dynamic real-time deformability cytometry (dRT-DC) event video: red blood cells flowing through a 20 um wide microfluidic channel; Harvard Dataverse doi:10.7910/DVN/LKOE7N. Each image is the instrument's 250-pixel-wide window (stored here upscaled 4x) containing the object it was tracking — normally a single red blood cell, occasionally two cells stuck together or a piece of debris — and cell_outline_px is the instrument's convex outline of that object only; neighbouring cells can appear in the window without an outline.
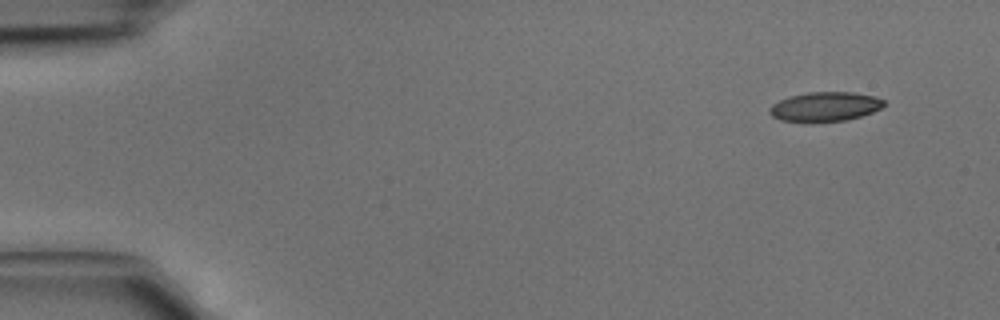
{"species": "common noctule bat (a hibernating species)", "species_latin": "Nyctalus noctula", "temperature_condition": "cold", "stored_images_in_passage": 3, "camera_frame_rate_fps": 3000, "um_per_image_px": 0.085, "animal": {"sex": "male", "body_mass_g": 15.6}, "frame": {"image": 1, "passage_image": 1, "time_ms": 0.0, "image_size_px": [1000, 320], "cell_outline_px": [[884, 104], [880, 108], [872, 112], [860, 116], [844, 120], [804, 124], [780, 120], [772, 116], [768, 112], [768, 108], [772, 104], [788, 96], [808, 92], [852, 92], [872, 96], [884, 100]], "centroid_in_image_um": [70.03, 9.09], "position_along_channel_um": 15.0, "area_um2": 19.94}}
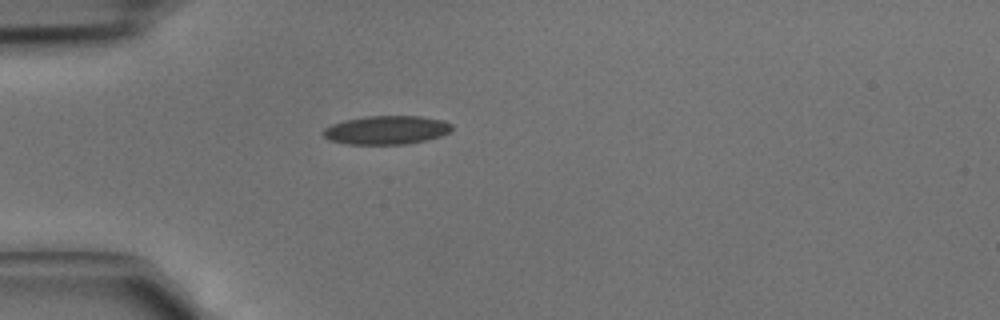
{"frame": {"image": 2, "passage_image": 3, "time_ms": 0.667, "image_size_px": [1000, 320], "cell_outline_px": [[452, 128], [448, 132], [440, 136], [408, 144], [348, 144], [328, 140], [320, 132], [324, 128], [332, 124], [344, 120], [368, 116], [420, 116], [444, 120], [452, 124]], "centroid_in_image_um": [32.82, 11.05], "position_along_channel_um": 52.2, "area_um2": 21.5}}